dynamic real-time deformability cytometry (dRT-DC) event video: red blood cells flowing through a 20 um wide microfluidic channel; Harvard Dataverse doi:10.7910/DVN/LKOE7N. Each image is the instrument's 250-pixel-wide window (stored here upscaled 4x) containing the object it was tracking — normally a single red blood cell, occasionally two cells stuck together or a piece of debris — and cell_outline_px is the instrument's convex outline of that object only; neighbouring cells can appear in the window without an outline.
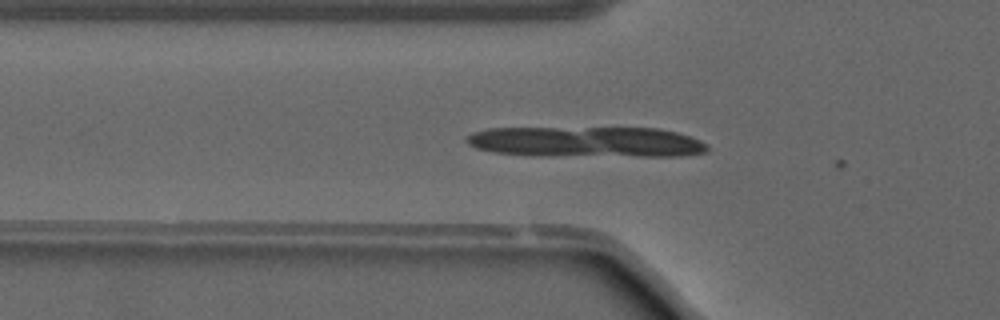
{"species": "common noctule bat (a hibernating species)", "species_latin": "Nyctalus noctula", "temperature_condition": "warm", "stored_images_in_passage": 5, "camera_frame_rate_fps": 3000, "um_per_image_px": 0.085, "animal": {"sex": "male", "forearm_length_mm": 52.5}, "frame": {"image": 1, "passage_image": 4, "time_ms": 1.0, "image_size_px": [1000, 320], "cell_outline_px": [[708, 152], [680, 156], [536, 156], [496, 152], [476, 148], [468, 144], [464, 140], [472, 132], [488, 128], [656, 128], [676, 132], [700, 140], [708, 144]], "centroid_in_image_um": [49.84, 12.07], "position_along_channel_um": 76.0, "area_um2": 43.35}}